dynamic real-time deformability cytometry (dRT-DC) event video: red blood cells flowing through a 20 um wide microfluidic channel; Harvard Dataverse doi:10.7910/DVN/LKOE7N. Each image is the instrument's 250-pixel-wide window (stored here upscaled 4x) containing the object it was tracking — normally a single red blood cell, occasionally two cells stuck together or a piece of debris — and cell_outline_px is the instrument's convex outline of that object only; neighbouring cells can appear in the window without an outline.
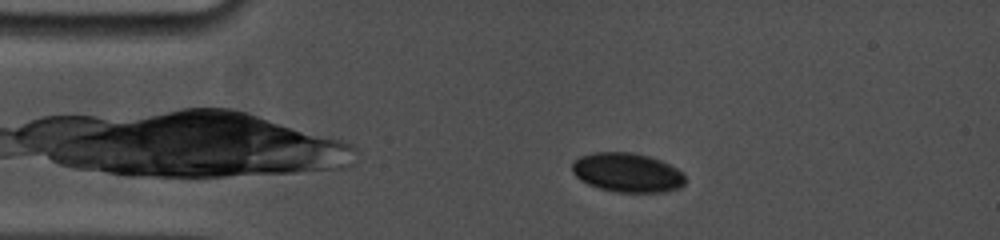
{"species": "common noctule bat (a hibernating species)", "species_latin": "Nyctalus noctula", "temperature_condition": "cold", "stored_images_in_passage": 9, "camera_frame_rate_fps": 5000, "um_per_image_px": 0.085, "animal": {"sex": "female", "body_mass_g": 19.0, "forearm_length_mm": 53.3}, "frame": {"image": 1, "passage_image": 6, "time_ms": 2.0, "image_size_px": [1000, 240], "cell_outline_px": [[684, 184], [680, 188], [664, 192], [616, 192], [600, 188], [588, 184], [580, 180], [572, 172], [572, 160], [580, 156], [592, 152], [632, 152], [648, 156], [660, 160], [684, 172]], "centroid_in_image_um": [53.3, 14.66], "position_along_channel_um": 31.7, "area_um2": 26.01}}